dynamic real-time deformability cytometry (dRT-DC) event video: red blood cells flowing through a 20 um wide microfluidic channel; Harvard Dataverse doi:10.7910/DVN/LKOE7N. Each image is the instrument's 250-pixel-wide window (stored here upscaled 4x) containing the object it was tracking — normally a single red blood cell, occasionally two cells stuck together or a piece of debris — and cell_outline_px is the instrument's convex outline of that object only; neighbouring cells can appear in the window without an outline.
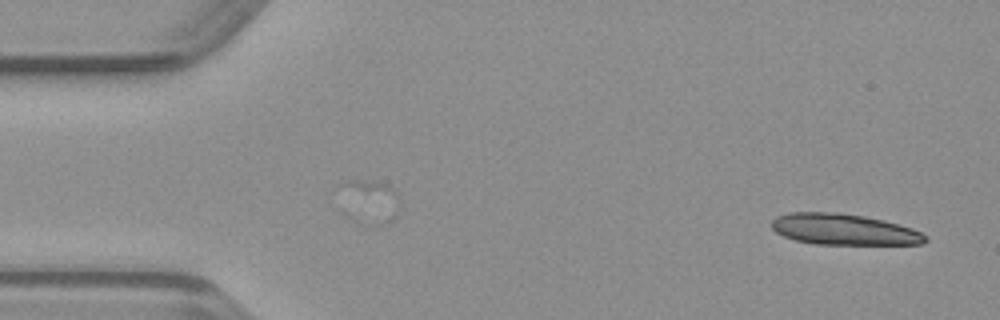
{"species": "common noctule bat (a hibernating species)", "species_latin": "Nyctalus noctula", "temperature_condition": "warm", "stored_images_in_passage": 9, "segment_of_instrument_passage": [2, 2], "camera_frame_rate_fps": 3000, "um_per_image_px": 0.085, "animal": {"sex": "male", "body_mass_g": 23.1, "forearm_length_mm": 52.7}, "frame": {"image": 1, "passage_image": 9, "time_ms": 2.667, "image_size_px": [1000, 320], "cell_outline_px": [[928, 240], [920, 244], [812, 244], [796, 240], [784, 236], [776, 232], [772, 228], [772, 220], [776, 216], [788, 212], [836, 212], [864, 216], [884, 220], [912, 228], [928, 236]], "centroid_in_image_um": [71.71, 19.49], "position_along_channel_um": 13.3, "area_um2": 27.86}}